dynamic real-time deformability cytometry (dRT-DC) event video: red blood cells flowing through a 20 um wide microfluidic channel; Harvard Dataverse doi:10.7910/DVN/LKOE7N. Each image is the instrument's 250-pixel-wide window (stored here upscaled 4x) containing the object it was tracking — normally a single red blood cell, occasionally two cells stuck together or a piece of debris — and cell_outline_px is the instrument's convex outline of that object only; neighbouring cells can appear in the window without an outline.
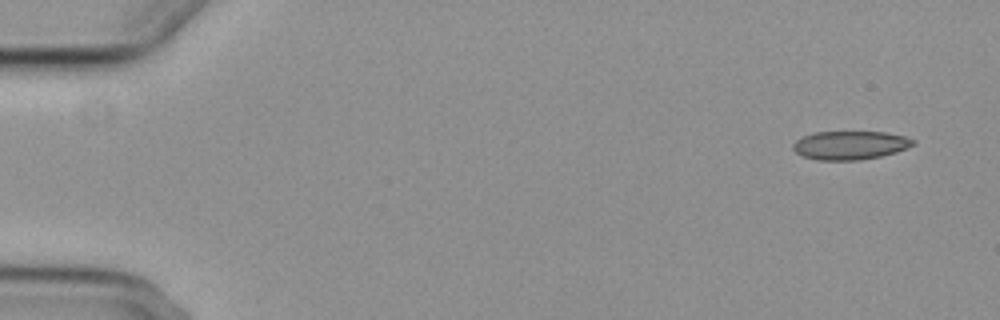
{"species": "common noctule bat (a hibernating species)", "species_latin": "Nyctalus noctula", "temperature_condition": "cold", "stored_images_in_passage": 5, "camera_frame_rate_fps": 3000, "um_per_image_px": 0.085, "animal": {"sex": "female", "body_mass_g": 29.2, "forearm_length_mm": 56.3}, "frame": {"image": 1, "passage_image": 1, "time_ms": 0.0, "image_size_px": [1000, 320], "cell_outline_px": [[916, 144], [896, 152], [880, 156], [860, 160], [816, 160], [804, 156], [796, 152], [792, 148], [792, 144], [796, 140], [804, 136], [816, 132], [884, 132], [904, 136], [916, 140]], "centroid_in_image_um": [72.27, 12.34], "position_along_channel_um": 12.7, "area_um2": 19.94}}
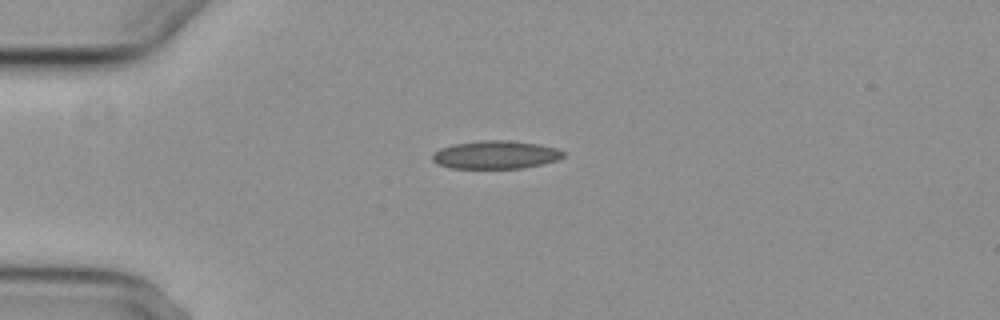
{"frame": {"image": 2, "passage_image": 4, "time_ms": 3.667, "image_size_px": [1000, 320], "cell_outline_px": [[564, 156], [556, 160], [544, 164], [524, 168], [448, 168], [436, 164], [432, 160], [432, 156], [440, 148], [452, 144], [484, 140], [508, 140], [540, 144], [556, 148], [564, 152]], "centroid_in_image_um": [42.12, 13.16], "position_along_channel_um": 42.9, "area_um2": 21.56}}